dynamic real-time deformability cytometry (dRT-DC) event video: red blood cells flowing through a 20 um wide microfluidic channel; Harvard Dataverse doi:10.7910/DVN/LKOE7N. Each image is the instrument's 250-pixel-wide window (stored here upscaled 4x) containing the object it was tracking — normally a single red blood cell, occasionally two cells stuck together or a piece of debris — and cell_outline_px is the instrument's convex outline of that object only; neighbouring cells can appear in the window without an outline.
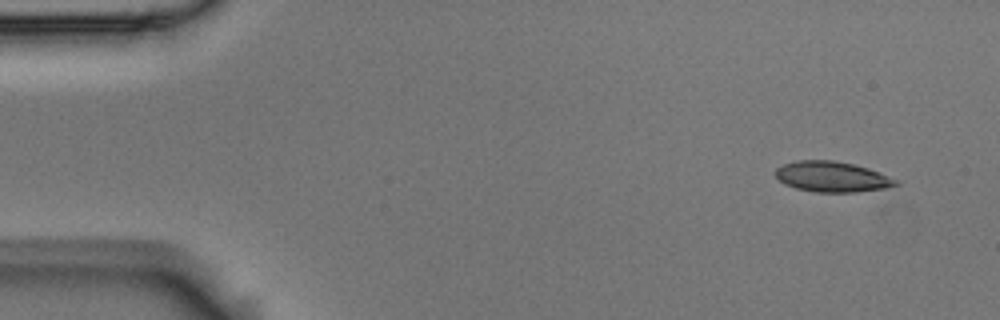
{"species": "Egyptian fruit bat (a non-hibernating species)", "species_latin": "Rousettus aegyptiacus", "temperature_condition": "room temperature", "stored_images_in_passage": 8, "camera_frame_rate_fps": 3000, "um_per_image_px": 0.085, "animal": {"sex": "male"}, "frame": {"image": 1, "passage_image": 1, "time_ms": 0.0, "image_size_px": [1000, 320], "cell_outline_px": [[900, 184], [884, 188], [856, 192], [812, 192], [796, 188], [784, 184], [776, 176], [776, 168], [784, 164], [796, 160], [832, 160], [852, 164], [868, 168], [900, 180]], "centroid_in_image_um": [70.74, 15.02], "position_along_channel_um": 14.3, "area_um2": 21.39}}
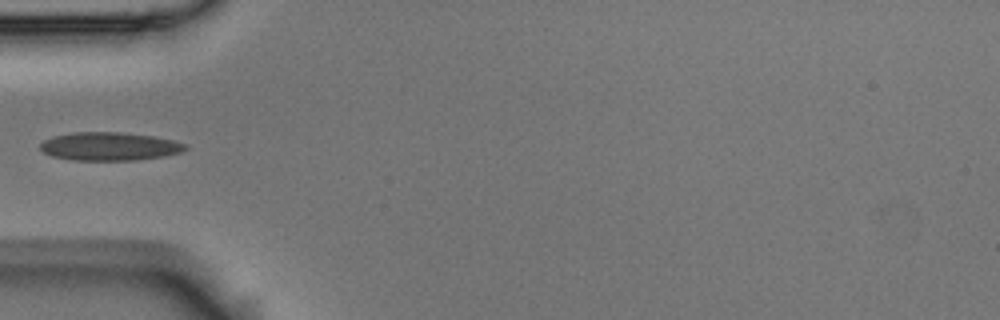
{"frame": {"image": 2, "passage_image": 5, "time_ms": 1.333, "image_size_px": [1000, 320], "cell_outline_px": [[188, 148], [180, 152], [164, 156], [136, 160], [72, 160], [52, 156], [44, 152], [40, 148], [40, 144], [44, 140], [52, 136], [72, 132], [120, 132], [152, 136], [172, 140], [188, 144]], "centroid_in_image_um": [9.3, 12.44], "position_along_channel_um": 75.7, "area_um2": 23.93}}
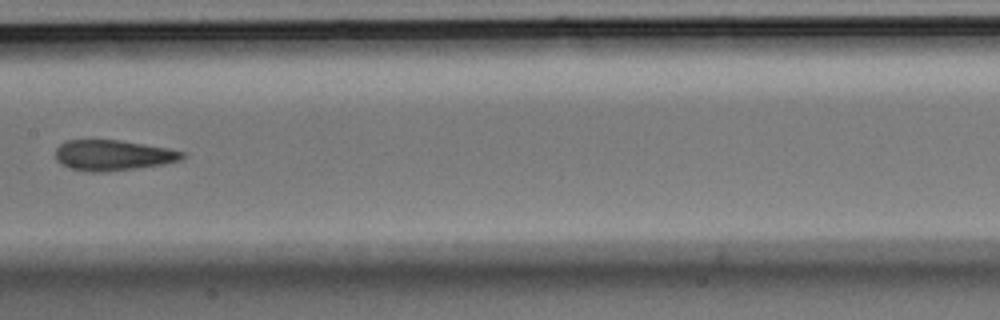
{"frame": {"image": 3, "passage_image": 8, "time_ms": 2.333, "image_size_px": [1000, 320], "cell_outline_px": [[184, 156], [180, 160], [164, 164], [136, 168], [104, 172], [88, 172], [68, 168], [60, 164], [56, 160], [56, 148], [60, 144], [68, 140], [120, 140], [168, 148], [184, 152]], "centroid_in_image_um": [9.57, 13.2], "position_along_channel_um": 197.8, "area_um2": 22.6}}